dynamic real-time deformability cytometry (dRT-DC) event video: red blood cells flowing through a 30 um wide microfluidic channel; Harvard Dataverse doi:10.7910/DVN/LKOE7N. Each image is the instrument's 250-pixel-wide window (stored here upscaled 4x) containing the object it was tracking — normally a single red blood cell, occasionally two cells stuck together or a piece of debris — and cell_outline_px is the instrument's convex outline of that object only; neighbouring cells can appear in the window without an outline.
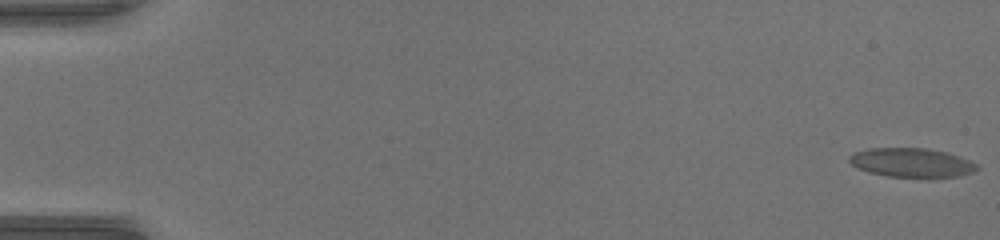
{"species": "common noctule bat (a hibernating species)", "species_latin": "Nyctalus noctula", "temperature_condition": "warm", "stored_images_in_passage": 54, "camera_frame_rate_fps": 3000, "um_per_image_px": 0.085, "animal": {"sex": "female", "body_mass_g": 17.0, "forearm_length_mm": 48.0}, "frame": {"image": 1, "passage_image": 1, "time_ms": 0.0, "image_size_px": [1000, 240], "cell_outline_px": [[980, 168], [972, 172], [956, 176], [888, 176], [868, 172], [852, 164], [848, 160], [848, 156], [856, 152], [868, 148], [924, 148], [944, 152], [968, 160], [976, 164]], "centroid_in_image_um": [77.44, 13.81], "position_along_channel_um": 7.6, "area_um2": 20.98}}
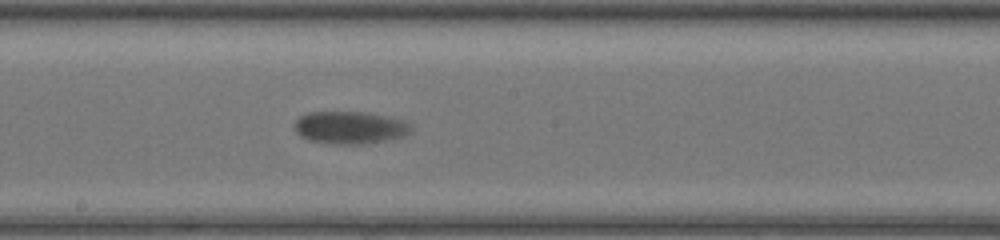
{"frame": {"image": 2, "passage_image": 31, "time_ms": 10.0, "image_size_px": [1000, 240], "cell_outline_px": [[412, 132], [404, 136], [384, 140], [360, 144], [340, 144], [308, 140], [300, 136], [296, 132], [296, 120], [300, 116], [308, 112], [364, 112], [384, 116], [400, 120], [408, 124], [412, 128]], "centroid_in_image_um": [29.72, 10.84], "position_along_channel_um": 218.5, "area_um2": 21.68}}
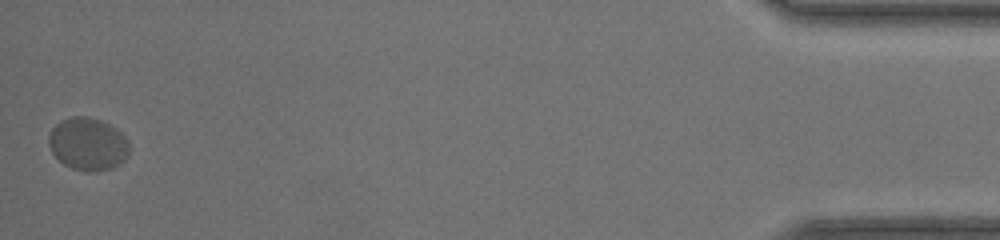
{"frame": {"image": 3, "passage_image": 54, "time_ms": 17.667, "image_size_px": [1000, 240], "cell_outline_px": [[128, 156], [120, 164], [112, 168], [88, 172], [72, 168], [64, 164], [52, 152], [48, 144], [48, 136], [52, 128], [60, 120], [72, 116], [84, 116], [100, 120], [116, 128], [128, 140]], "centroid_in_image_um": [7.46, 12.23], "position_along_channel_um": 427.7, "area_um2": 24.68}, "authors_computed_cell_mechanics": {"area_um2": 21.1259, "velocity_mm_per_s": 3.9282, "shape_relaxation_time_tau1_ms": 2.4079, "shape_relaxation_time_tau2_ms": null, "deformation_change_tau1": 0.0668, "deformation_change_tau2": null}}